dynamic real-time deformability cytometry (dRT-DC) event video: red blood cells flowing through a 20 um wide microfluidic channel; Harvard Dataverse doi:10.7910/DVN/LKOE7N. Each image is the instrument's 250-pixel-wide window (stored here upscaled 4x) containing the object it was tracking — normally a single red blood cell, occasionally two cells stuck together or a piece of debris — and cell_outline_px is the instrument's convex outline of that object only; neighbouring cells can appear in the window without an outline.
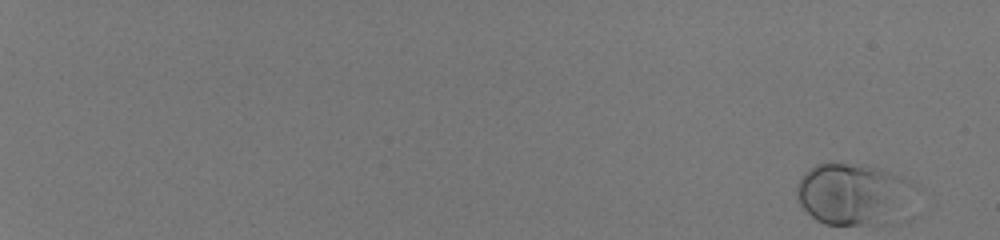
{"species": "human", "species_latin": "Homo sapiens", "temperature_condition": "room temperature", "stored_images_in_passage": 54, "camera_frame_rate_fps": 3000, "um_per_image_px": 0.085, "donor": {"sex": "male"}, "frame": {"image": 1, "passage_image": 1, "time_ms": 0.0, "image_size_px": [1000, 240], "cell_outline_px": [[920, 188], [880, 224], [824, 224], [816, 220], [800, 204], [796, 196], [796, 188], [804, 172], [816, 164], [848, 164], [884, 168], [904, 176], [920, 184]], "centroid_in_image_um": [72.49, 16.43], "position_along_channel_um": 12.5, "area_um2": 41.56}}
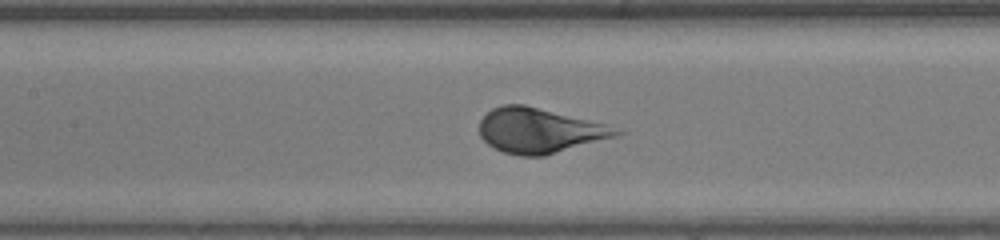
{"frame": {"image": 2, "passage_image": 31, "time_ms": 10.0, "image_size_px": [1000, 240], "cell_outline_px": [[624, 132], [616, 136], [544, 156], [520, 156], [504, 152], [488, 144], [480, 136], [480, 120], [492, 108], [500, 104], [524, 104], [608, 124]], "centroid_in_image_um": [45.84, 11.08], "position_along_channel_um": 161.6, "area_um2": 35.72}}
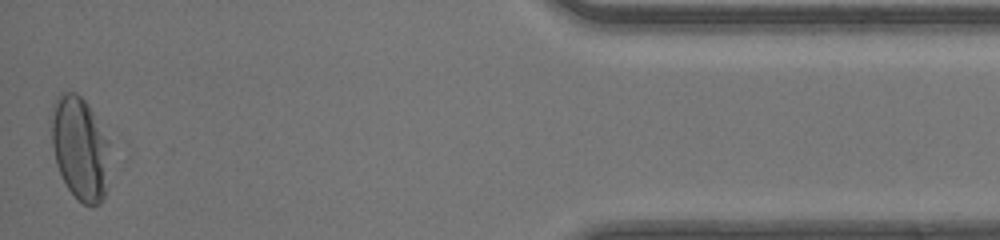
{"frame": {"image": 3, "passage_image": 54, "time_ms": 17.667, "image_size_px": [1000, 240], "cell_outline_px": [[108, 144], [104, 196], [100, 204], [92, 208], [84, 204], [64, 184], [56, 164], [52, 144], [52, 104], [56, 96], [60, 92], [76, 92], [88, 104], [108, 140]], "centroid_in_image_um": [6.75, 12.58], "position_along_channel_um": 428.5, "area_um2": 34.68}}